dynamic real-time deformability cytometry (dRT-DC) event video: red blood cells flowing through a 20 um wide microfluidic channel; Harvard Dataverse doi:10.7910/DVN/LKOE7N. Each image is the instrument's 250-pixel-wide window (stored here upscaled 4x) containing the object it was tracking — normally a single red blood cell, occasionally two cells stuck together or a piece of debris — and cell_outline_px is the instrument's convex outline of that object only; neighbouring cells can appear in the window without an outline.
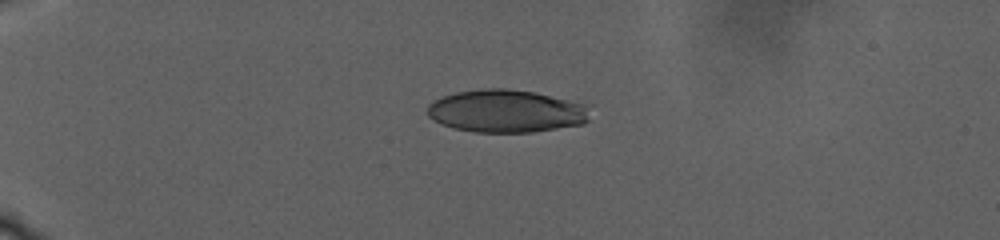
{"species": "human", "species_latin": "Homo sapiens", "temperature_condition": "warm", "stored_images_in_passage": 55, "camera_frame_rate_fps": 3000, "um_per_image_px": 0.085, "donor": {"sex": "male"}, "frame": {"image": 1, "passage_image": 1, "time_ms": 0.0, "image_size_px": [1000, 240], "cell_outline_px": [[588, 120], [584, 124], [532, 132], [472, 132], [452, 128], [440, 124], [432, 120], [428, 116], [428, 104], [444, 96], [456, 92], [480, 88], [504, 88], [532, 92], [568, 100], [584, 104]], "centroid_in_image_um": [42.95, 9.45], "position_along_channel_um": 42.0, "area_um2": 40.23}}
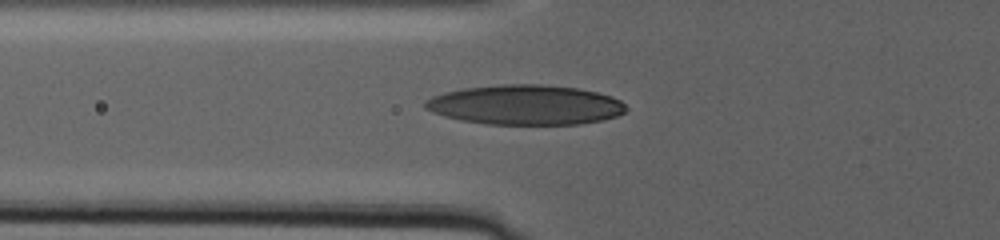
{"frame": {"image": 2, "passage_image": 45, "time_ms": 5.0, "image_size_px": [1000, 240], "cell_outline_px": [[628, 108], [624, 112], [616, 116], [604, 120], [580, 124], [488, 124], [460, 120], [444, 116], [432, 112], [424, 108], [424, 104], [432, 96], [444, 92], [464, 88], [500, 84], [540, 84], [580, 88], [612, 96], [620, 100]], "centroid_in_image_um": [44.67, 8.91], "position_along_channel_um": 81.1, "area_um2": 46.76}}